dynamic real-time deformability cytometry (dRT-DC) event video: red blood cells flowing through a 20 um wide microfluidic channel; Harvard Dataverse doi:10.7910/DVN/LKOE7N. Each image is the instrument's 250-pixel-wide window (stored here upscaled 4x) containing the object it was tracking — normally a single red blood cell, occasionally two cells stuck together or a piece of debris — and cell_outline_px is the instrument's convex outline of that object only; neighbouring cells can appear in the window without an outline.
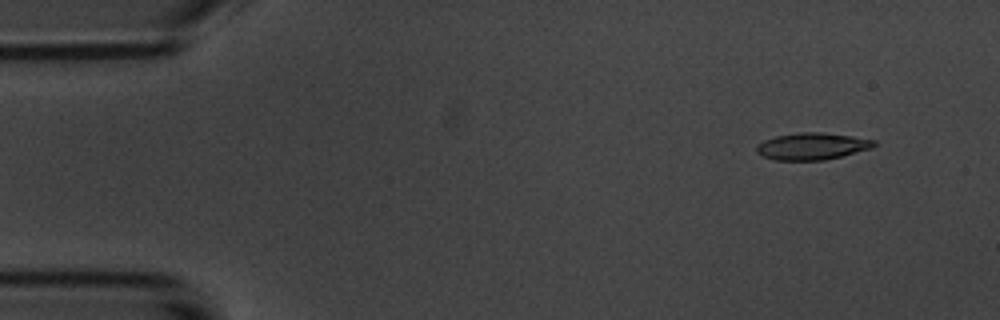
{"species": "common noctule bat (a hibernating species)", "species_latin": "Nyctalus noctula", "temperature_condition": "room temperature", "stored_images_in_passage": 3, "camera_frame_rate_fps": 3000, "um_per_image_px": 0.085, "animal": {"sex": "male", "body_mass_g": 20.1, "forearm_length_mm": 53.5}, "frame": {"image": 1, "passage_image": 1, "time_ms": 0.0, "image_size_px": [1000, 320], "cell_outline_px": [[876, 144], [872, 148], [824, 160], [776, 160], [764, 156], [756, 152], [756, 144], [764, 140], [776, 136], [800, 132], [820, 132], [852, 136], [876, 140]], "centroid_in_image_um": [69.02, 12.42], "position_along_channel_um": 16.0, "area_um2": 18.32}}
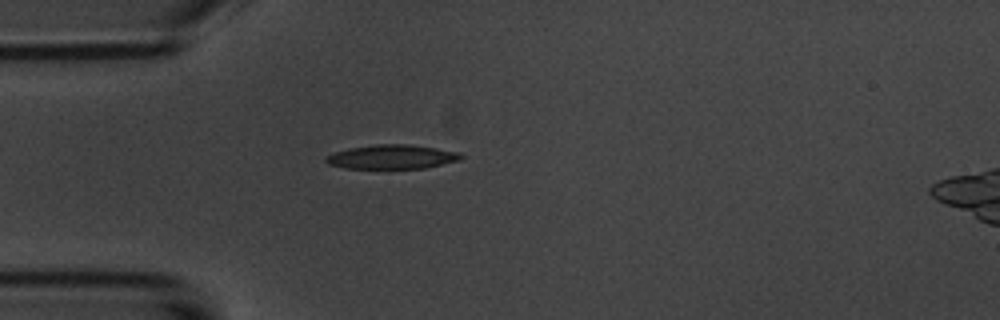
{"frame": {"image": 2, "passage_image": 3, "time_ms": 3.333, "image_size_px": [1000, 320], "cell_outline_px": [[464, 156], [460, 160], [424, 168], [344, 168], [328, 164], [324, 160], [324, 156], [348, 148], [376, 144], [408, 144], [436, 148], [460, 152]], "centroid_in_image_um": [33.3, 13.33], "position_along_channel_um": 51.7, "area_um2": 19.02}}